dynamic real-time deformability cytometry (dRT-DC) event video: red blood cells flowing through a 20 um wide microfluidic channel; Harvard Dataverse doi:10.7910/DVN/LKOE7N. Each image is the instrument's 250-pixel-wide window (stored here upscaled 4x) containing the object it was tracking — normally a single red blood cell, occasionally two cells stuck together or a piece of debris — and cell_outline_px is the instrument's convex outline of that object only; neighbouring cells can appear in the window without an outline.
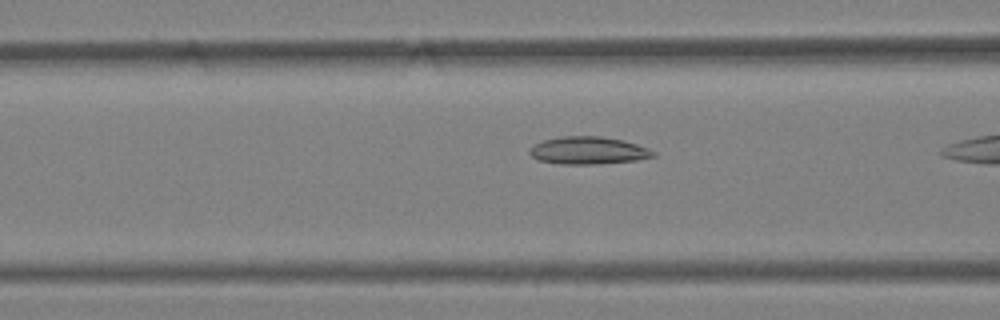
{"species": "Egyptian fruit bat (a non-hibernating species)", "species_latin": "Rousettus aegyptiacus", "temperature_condition": "warm", "stored_images_in_passage": 15, "camera_frame_rate_fps": 3000, "um_per_image_px": 0.085, "animal": {"sex": "female"}, "frame": {"image": 1, "passage_image": 13, "time_ms": 4.0, "image_size_px": [1000, 320], "cell_outline_px": [[656, 156], [636, 160], [596, 164], [560, 164], [536, 160], [528, 152], [528, 148], [544, 140], [560, 136], [600, 136], [624, 140], [648, 148], [656, 152]], "centroid_in_image_um": [49.98, 12.79], "position_along_channel_um": 116.6, "area_um2": 19.94}}